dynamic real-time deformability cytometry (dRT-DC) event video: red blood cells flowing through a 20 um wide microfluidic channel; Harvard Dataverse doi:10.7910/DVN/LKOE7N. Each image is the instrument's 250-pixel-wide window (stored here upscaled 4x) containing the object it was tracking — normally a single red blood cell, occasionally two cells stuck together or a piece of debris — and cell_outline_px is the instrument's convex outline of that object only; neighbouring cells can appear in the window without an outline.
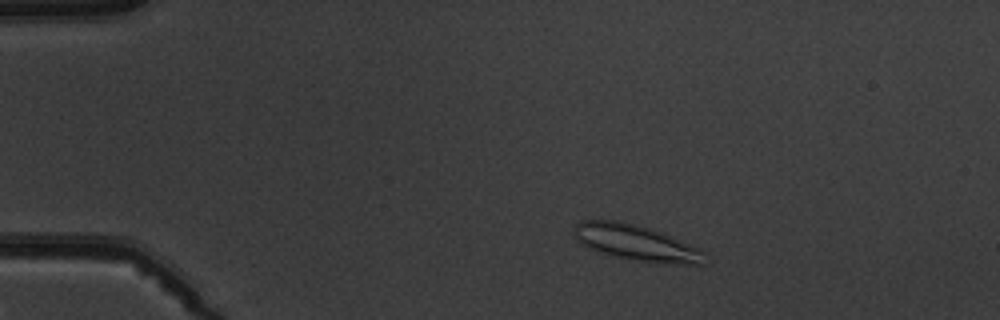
{"species": "common noctule bat (a hibernating species)", "species_latin": "Nyctalus noctula", "temperature_condition": "warm", "stored_images_in_passage": 3, "camera_frame_rate_fps": 3000, "um_per_image_px": 0.085, "animal": {"sex": "male", "body_mass_g": 19.5, "forearm_length_mm": 54.6}, "frame": {"image": 1, "passage_image": 1, "time_ms": 0.0, "image_size_px": [1000, 320], "cell_outline_px": [[704, 264], [684, 264], [636, 260], [612, 256], [588, 248], [580, 244], [576, 240], [572, 232], [576, 224], [580, 220], [620, 220], [652, 228], [664, 232], [700, 248], [704, 252]], "centroid_in_image_um": [54.03, 20.6], "position_along_channel_um": 31.0, "area_um2": 27.51}}
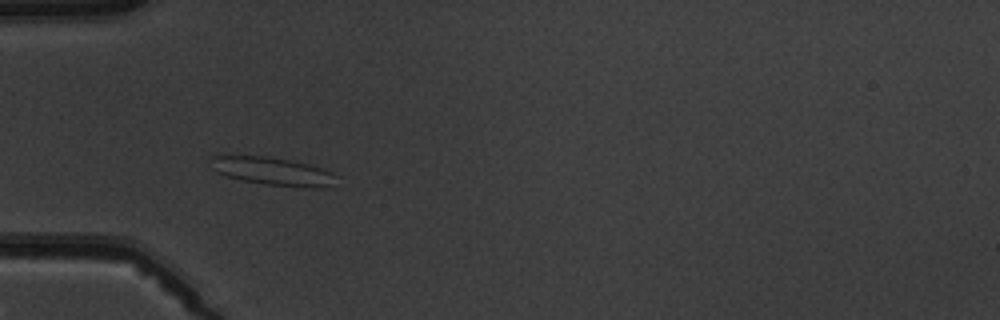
{"frame": {"image": 2, "passage_image": 3, "time_ms": 2.333, "image_size_px": [1000, 320], "cell_outline_px": [[336, 176], [328, 184], [320, 188], [304, 188], [264, 184], [244, 180], [228, 176], [216, 172], [212, 168], [212, 156], [264, 156], [288, 160], [308, 164], [332, 172]], "centroid_in_image_um": [23.16, 14.56], "position_along_channel_um": 61.8, "area_um2": 19.94}}